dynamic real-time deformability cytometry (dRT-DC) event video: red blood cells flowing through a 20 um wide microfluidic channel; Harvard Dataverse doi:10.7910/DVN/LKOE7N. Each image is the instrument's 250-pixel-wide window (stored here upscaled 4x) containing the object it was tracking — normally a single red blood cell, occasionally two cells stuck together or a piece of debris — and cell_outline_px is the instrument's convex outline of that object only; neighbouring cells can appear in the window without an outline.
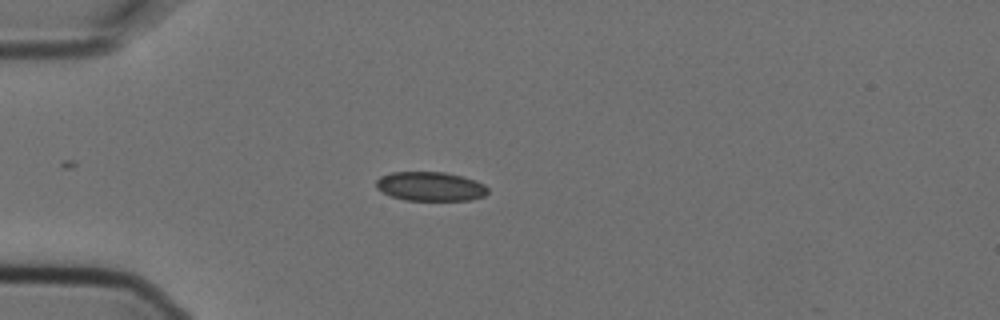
{"species": "Egyptian fruit bat (a non-hibernating species)", "species_latin": "Rousettus aegyptiacus", "temperature_condition": "cold", "stored_images_in_passage": 6, "camera_frame_rate_fps": 3000, "um_per_image_px": 0.085, "animal": {"sex": "female"}, "frame": {"image": 1, "passage_image": 1, "time_ms": 0.0, "image_size_px": [1000, 320], "cell_outline_px": [[488, 192], [484, 196], [472, 200], [404, 200], [388, 196], [376, 188], [376, 180], [380, 176], [392, 172], [444, 172], [476, 180], [484, 184], [488, 188]], "centroid_in_image_um": [36.56, 15.85], "position_along_channel_um": 48.4, "area_um2": 19.13}}
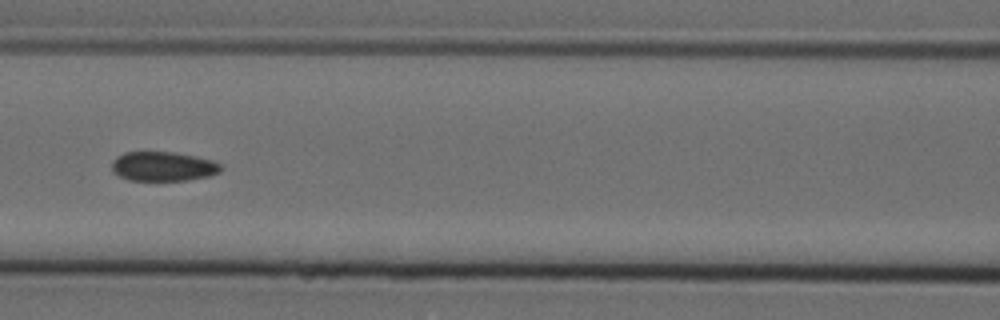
{"frame": {"image": 2, "passage_image": 4, "time_ms": 1.0, "image_size_px": [1000, 320], "cell_outline_px": [[224, 168], [220, 172], [208, 176], [184, 180], [128, 180], [112, 172], [112, 160], [116, 156], [124, 152], [176, 152], [196, 156], [212, 160], [220, 164]], "centroid_in_image_um": [13.85, 14.13], "position_along_channel_um": 152.7, "area_um2": 18.79}}
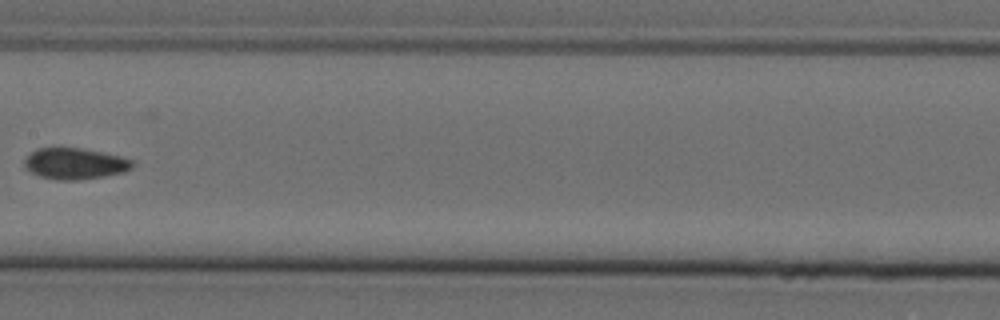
{"frame": {"image": 3, "passage_image": 5, "time_ms": 1.333, "image_size_px": [1000, 320], "cell_outline_px": [[136, 164], [132, 168], [124, 172], [104, 176], [76, 180], [56, 180], [40, 176], [24, 168], [24, 160], [36, 148], [80, 148], [120, 156], [136, 160]], "centroid_in_image_um": [6.4, 13.91], "position_along_channel_um": 201.0, "area_um2": 19.65}}